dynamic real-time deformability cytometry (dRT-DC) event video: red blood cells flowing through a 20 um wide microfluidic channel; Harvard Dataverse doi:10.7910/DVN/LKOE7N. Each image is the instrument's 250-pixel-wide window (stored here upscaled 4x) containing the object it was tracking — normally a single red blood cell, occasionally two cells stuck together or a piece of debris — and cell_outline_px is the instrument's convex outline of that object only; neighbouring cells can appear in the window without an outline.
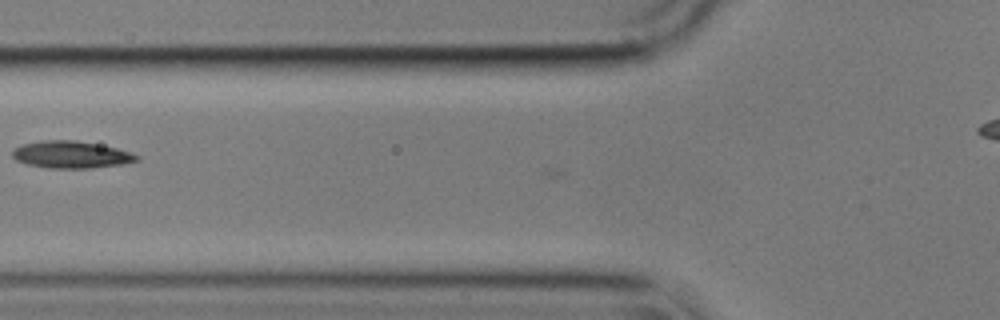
{"species": "common noctule bat (a hibernating species)", "species_latin": "Nyctalus noctula", "temperature_condition": "cold", "stored_images_in_passage": 3, "camera_frame_rate_fps": 3000, "um_per_image_px": 0.085, "animal": {"sex": "male", "body_mass_g": 17.9}, "frame": {"image": 1, "passage_image": 2, "time_ms": 0.333, "image_size_px": [1000, 320], "cell_outline_px": [[140, 160], [124, 164], [92, 168], [48, 168], [28, 164], [16, 160], [12, 156], [12, 152], [16, 148], [24, 144], [44, 140], [76, 140], [116, 148], [132, 152], [140, 156]], "centroid_in_image_um": [6.1, 13.15], "position_along_channel_um": 119.7, "area_um2": 19.59}}